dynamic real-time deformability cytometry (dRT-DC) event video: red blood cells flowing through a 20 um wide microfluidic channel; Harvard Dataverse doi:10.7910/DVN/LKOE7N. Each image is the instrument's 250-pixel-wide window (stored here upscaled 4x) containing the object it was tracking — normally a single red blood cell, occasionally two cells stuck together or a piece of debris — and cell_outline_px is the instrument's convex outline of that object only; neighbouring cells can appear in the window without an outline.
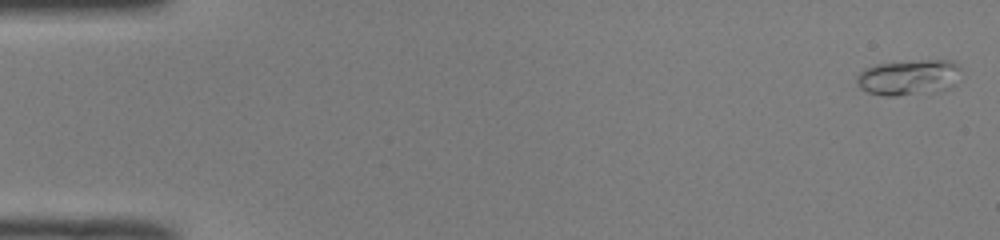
{"species": "common noctule bat (a hibernating species)", "species_latin": "Nyctalus noctula", "temperature_condition": "room temperature", "stored_images_in_passage": 20, "camera_frame_rate_fps": 3000, "um_per_image_px": 0.085, "animal": {"sex": "male", "body_mass_g": 19.0, "forearm_length_mm": 50.8}, "frame": {"image": 1, "passage_image": 1, "time_ms": 0.0, "image_size_px": [1000, 240], "cell_outline_px": [[960, 68], [956, 84], [948, 88], [896, 96], [884, 96], [868, 92], [860, 88], [856, 84], [856, 76], [864, 68], [876, 64], [920, 60], [952, 60]], "centroid_in_image_um": [77.19, 6.56], "position_along_channel_um": 7.8, "area_um2": 21.44}}
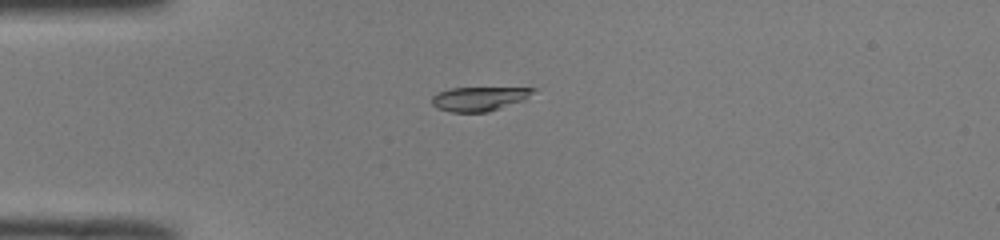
{"frame": {"image": 2, "passage_image": 13, "time_ms": 4.0, "image_size_px": [1000, 240], "cell_outline_px": [[536, 88], [524, 100], [488, 112], [452, 112], [436, 108], [432, 104], [432, 96], [436, 92], [452, 88]], "centroid_in_image_um": [40.66, 8.4], "position_along_channel_um": 44.3, "area_um2": 14.1}}
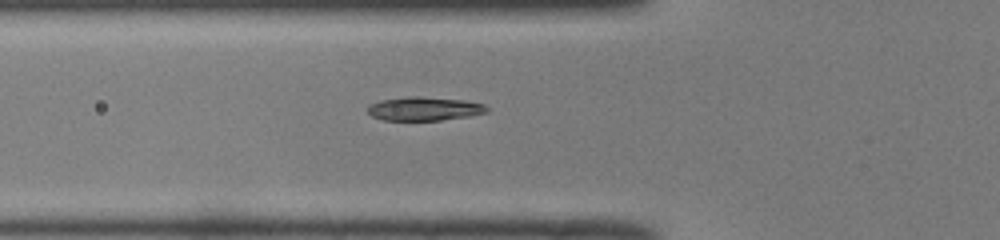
{"frame": {"image": 3, "passage_image": 18, "time_ms": 5.667, "image_size_px": [1000, 240], "cell_outline_px": [[488, 112], [468, 116], [440, 120], [384, 120], [372, 116], [368, 112], [368, 108], [372, 104], [380, 100], [408, 96], [416, 96], [464, 100], [484, 104], [488, 108]], "centroid_in_image_um": [36.07, 9.24], "position_along_channel_um": 89.7, "area_um2": 16.3}}